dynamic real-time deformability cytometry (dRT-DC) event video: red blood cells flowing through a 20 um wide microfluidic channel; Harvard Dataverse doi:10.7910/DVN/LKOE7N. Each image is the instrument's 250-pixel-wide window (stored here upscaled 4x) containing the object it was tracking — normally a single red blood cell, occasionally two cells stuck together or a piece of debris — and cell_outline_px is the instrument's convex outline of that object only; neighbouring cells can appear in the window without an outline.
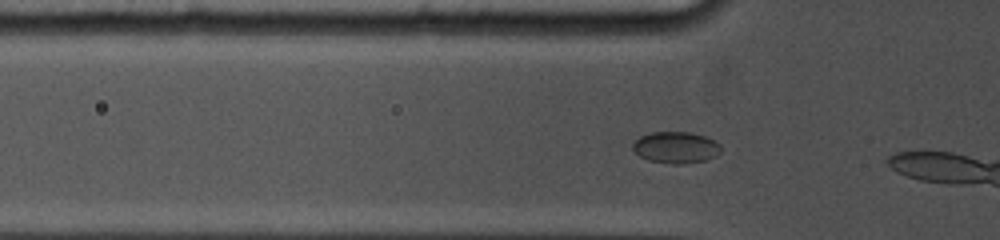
{"species": "common noctule bat (a hibernating species)", "species_latin": "Nyctalus noctula", "temperature_condition": "cold", "stored_images_in_passage": 10, "camera_frame_rate_fps": 5000, "um_per_image_px": 0.085, "animal": {"sex": "female", "body_mass_g": 19.0, "forearm_length_mm": 53.3}, "frame": {"image": 1, "passage_image": 6, "time_ms": 1.2, "image_size_px": [1000, 240], "cell_outline_px": [[720, 152], [716, 156], [704, 160], [684, 164], [676, 164], [648, 160], [640, 156], [632, 148], [632, 144], [640, 136], [652, 132], [692, 132], [704, 136], [720, 144]], "centroid_in_image_um": [57.44, 12.53], "position_along_channel_um": 68.4, "area_um2": 16.07}}